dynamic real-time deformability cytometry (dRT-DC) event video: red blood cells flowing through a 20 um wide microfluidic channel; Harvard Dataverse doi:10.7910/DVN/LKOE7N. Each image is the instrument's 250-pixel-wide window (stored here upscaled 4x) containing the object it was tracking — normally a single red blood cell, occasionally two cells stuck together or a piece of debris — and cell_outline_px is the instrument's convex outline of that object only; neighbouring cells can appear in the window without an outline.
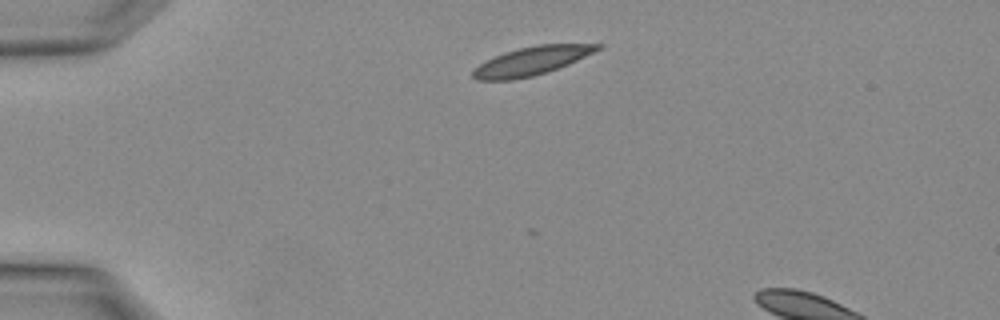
{"species": "Egyptian fruit bat (a non-hibernating species)", "species_latin": "Rousettus aegyptiacus", "temperature_condition": "warm", "stored_images_in_passage": 2, "segment_of_instrument_passage": [1, 2], "camera_frame_rate_fps": 3000, "um_per_image_px": 0.085, "animal": {"sex": "female"}, "frame": {"image": 1, "passage_image": 1, "time_ms": 0.0, "image_size_px": [1000, 320], "cell_outline_px": [[604, 44], [600, 48], [568, 64], [532, 76], [512, 80], [476, 80], [472, 76], [472, 68], [504, 52], [520, 48], [540, 44]], "centroid_in_image_um": [45.12, 5.19], "position_along_channel_um": 39.9, "area_um2": 20.17}}